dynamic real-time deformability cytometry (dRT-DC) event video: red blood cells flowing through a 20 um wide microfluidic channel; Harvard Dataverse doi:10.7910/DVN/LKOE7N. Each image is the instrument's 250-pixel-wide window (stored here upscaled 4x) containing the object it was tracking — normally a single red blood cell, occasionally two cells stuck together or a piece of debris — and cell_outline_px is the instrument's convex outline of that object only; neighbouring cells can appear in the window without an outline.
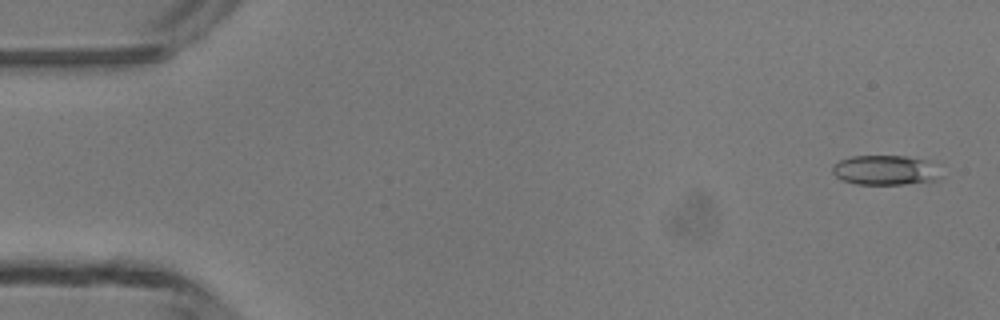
{"species": "common noctule bat (a hibernating species)", "species_latin": "Nyctalus noctula", "temperature_condition": "room temperature", "stored_images_in_passage": 4, "camera_frame_rate_fps": 3000, "um_per_image_px": 0.085, "animal": {"sex": "male", "body_mass_g": 13.3}, "frame": {"image": 1, "passage_image": 1, "time_ms": 0.0, "image_size_px": [1000, 320], "cell_outline_px": [[944, 176], [940, 180], [904, 184], [856, 184], [844, 180], [836, 176], [832, 172], [832, 164], [840, 160], [852, 156], [904, 156], [928, 160]], "centroid_in_image_um": [75.28, 14.46], "position_along_channel_um": 9.7, "area_um2": 18.9}}